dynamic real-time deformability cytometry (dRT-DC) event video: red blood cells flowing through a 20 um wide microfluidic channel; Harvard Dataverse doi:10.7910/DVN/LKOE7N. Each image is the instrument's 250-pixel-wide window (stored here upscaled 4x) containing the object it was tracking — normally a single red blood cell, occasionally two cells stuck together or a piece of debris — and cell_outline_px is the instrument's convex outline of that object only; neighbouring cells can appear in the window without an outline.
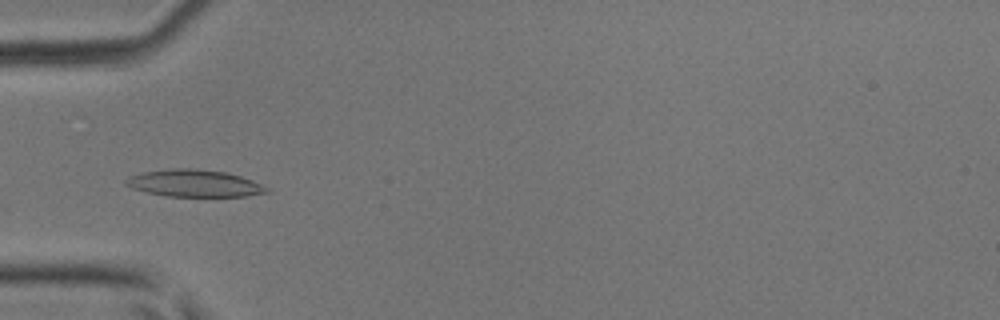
{"species": "common noctule bat (a hibernating species)", "species_latin": "Nyctalus noctula", "temperature_condition": "room temperature", "stored_images_in_passage": 44, "camera_frame_rate_fps": 3000, "um_per_image_px": 0.085, "animal": {"sex": "male", "body_mass_g": 17.9, "forearm_length_mm": 54.2}, "frame": {"image": 1, "passage_image": 14, "time_ms": 4.333, "image_size_px": [1000, 320], "cell_outline_px": [[268, 192], [248, 196], [168, 196], [148, 192], [132, 188], [124, 184], [124, 180], [128, 176], [144, 172], [172, 168], [196, 168], [228, 172], [252, 180], [268, 188]], "centroid_in_image_um": [16.5, 15.57], "position_along_channel_um": 68.5, "area_um2": 22.2}}
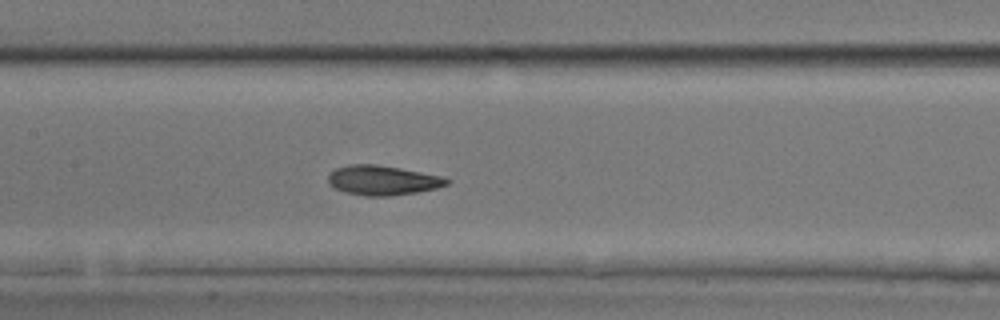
{"frame": {"image": 2, "passage_image": 21, "time_ms": 6.667, "image_size_px": [1000, 320], "cell_outline_px": [[452, 180], [448, 184], [436, 188], [416, 192], [392, 196], [364, 196], [344, 192], [328, 184], [328, 176], [336, 168], [348, 164], [376, 164], [400, 168], [440, 176]], "centroid_in_image_um": [32.5, 15.33], "position_along_channel_um": 174.9, "area_um2": 20.46}}
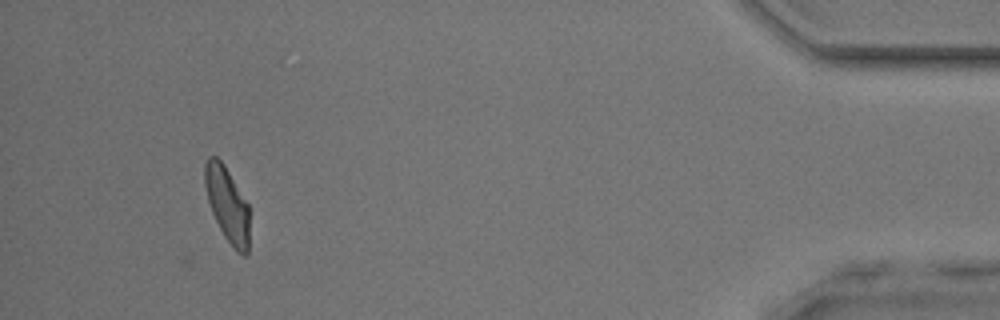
{"frame": {"image": 3, "passage_image": 41, "time_ms": 13.333, "image_size_px": [1000, 320], "cell_outline_px": [[248, 256], [244, 256], [236, 252], [224, 236], [212, 212], [208, 200], [204, 184], [204, 164], [208, 156], [216, 156], [224, 164], [248, 204]], "centroid_in_image_um": [19.3, 17.37], "position_along_channel_um": 415.9, "area_um2": 19.36}}